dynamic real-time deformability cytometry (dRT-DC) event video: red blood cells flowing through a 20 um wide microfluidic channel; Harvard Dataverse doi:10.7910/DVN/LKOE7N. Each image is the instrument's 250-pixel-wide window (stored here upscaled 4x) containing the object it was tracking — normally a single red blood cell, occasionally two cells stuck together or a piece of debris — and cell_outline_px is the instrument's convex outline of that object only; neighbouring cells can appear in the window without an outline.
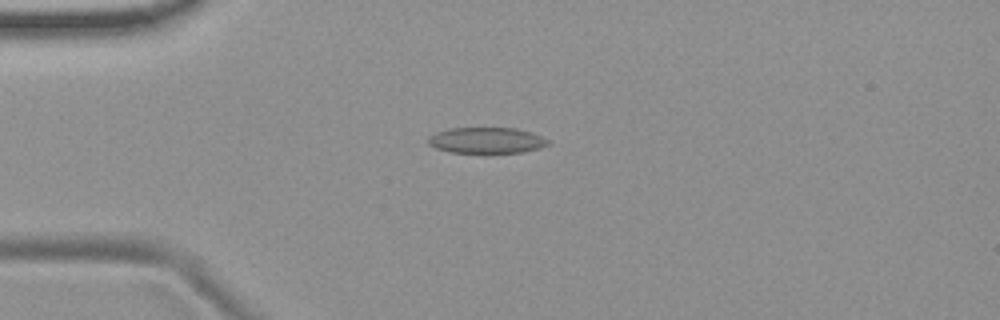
{"species": "common noctule bat (a hibernating species)", "species_latin": "Nyctalus noctula", "temperature_condition": "room temperature", "stored_images_in_passage": 53, "camera_frame_rate_fps": 3000, "um_per_image_px": 0.085, "animal": {"sex": "female", "body_mass_g": 19.9}, "frame": {"image": 1, "passage_image": 13, "time_ms": 4.0, "image_size_px": [1000, 320], "cell_outline_px": [[548, 144], [540, 148], [520, 152], [452, 152], [436, 148], [428, 144], [428, 136], [436, 132], [448, 128], [516, 128], [532, 132], [548, 140]], "centroid_in_image_um": [41.32, 11.91], "position_along_channel_um": 43.7, "area_um2": 17.92}}
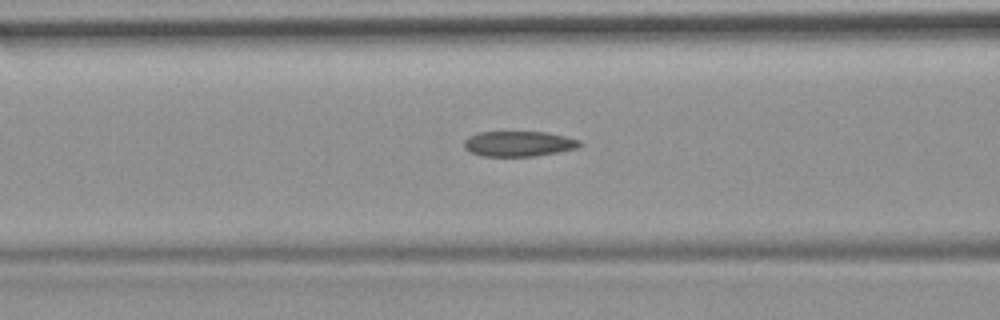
{"frame": {"image": 2, "passage_image": 21, "time_ms": 6.667, "image_size_px": [1000, 320], "cell_outline_px": [[584, 144], [576, 148], [536, 156], [480, 156], [464, 148], [464, 140], [468, 136], [480, 132], [548, 132], [580, 140]], "centroid_in_image_um": [44.08, 12.21], "position_along_channel_um": 122.5, "area_um2": 17.05}}
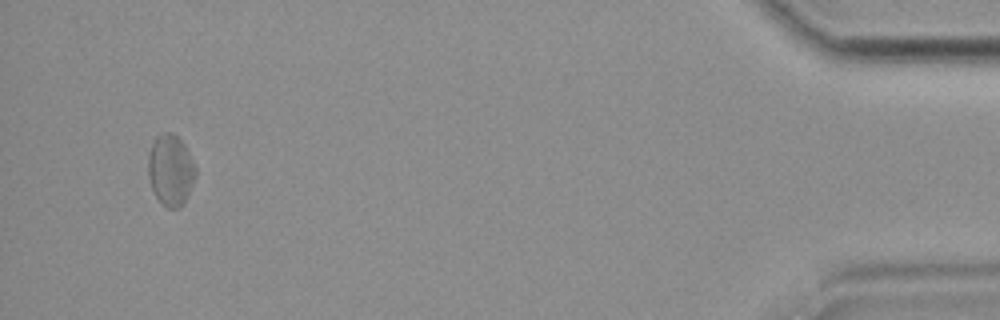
{"frame": {"image": 3, "passage_image": 51, "time_ms": 16.667, "image_size_px": [1000, 320], "cell_outline_px": [[196, 176], [184, 204], [180, 208], [168, 208], [156, 196], [152, 188], [148, 176], [148, 156], [152, 140], [160, 132], [172, 132], [184, 144], [196, 164]], "centroid_in_image_um": [14.51, 14.43], "position_along_channel_um": 420.7, "area_um2": 19.88}, "authors_computed_cell_mechanics": {"area_um2": 18.6116, "velocity_mm_per_s": 3.7458, "shape_relaxation_time_tau1_ms": null, "shape_relaxation_time_tau2_ms": 3.7124, "deformation_change_tau1": null, "deformation_change_tau2": 0.1191}}